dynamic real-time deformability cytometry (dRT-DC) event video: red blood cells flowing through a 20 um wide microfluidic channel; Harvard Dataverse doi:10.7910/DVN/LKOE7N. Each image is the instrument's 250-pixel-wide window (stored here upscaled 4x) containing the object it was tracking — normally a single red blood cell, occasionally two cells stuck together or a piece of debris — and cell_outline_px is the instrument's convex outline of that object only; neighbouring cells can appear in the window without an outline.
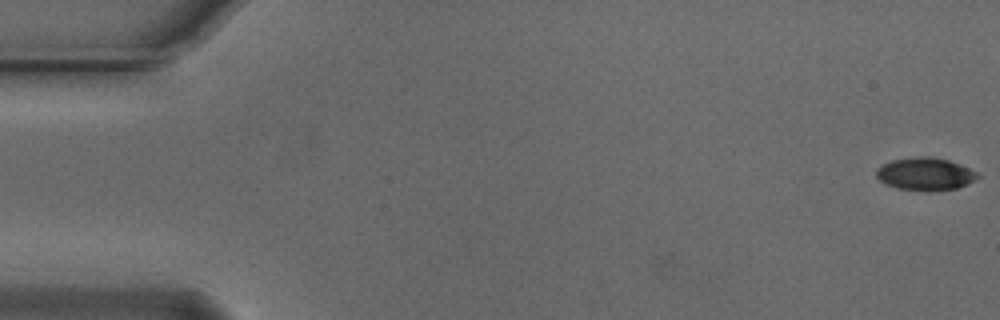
{"species": "Egyptian fruit bat (a non-hibernating species)", "species_latin": "Rousettus aegyptiacus", "temperature_condition": "cold", "stored_images_in_passage": 5, "camera_frame_rate_fps": 3000, "um_per_image_px": 0.085, "animal": {"sex": "male"}, "frame": {"image": 1, "passage_image": 1, "time_ms": 0.0, "image_size_px": [1000, 320], "cell_outline_px": [[980, 176], [968, 184], [956, 188], [928, 192], [896, 188], [884, 184], [876, 176], [876, 168], [892, 160], [920, 156], [928, 156], [948, 160], [960, 164], [976, 172]], "centroid_in_image_um": [78.62, 14.8], "position_along_channel_um": 6.4, "area_um2": 19.36}}